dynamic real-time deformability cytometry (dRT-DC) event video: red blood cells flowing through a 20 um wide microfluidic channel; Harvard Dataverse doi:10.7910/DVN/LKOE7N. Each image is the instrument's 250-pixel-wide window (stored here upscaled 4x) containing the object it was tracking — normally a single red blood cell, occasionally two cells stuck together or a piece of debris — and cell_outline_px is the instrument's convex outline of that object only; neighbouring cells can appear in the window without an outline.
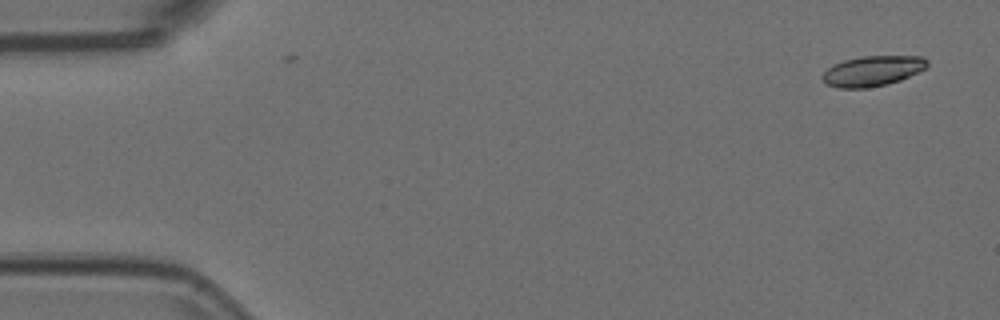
{"species": "Egyptian fruit bat (a non-hibernating species)", "species_latin": "Rousettus aegyptiacus", "temperature_condition": "room temperature", "stored_images_in_passage": 4, "camera_frame_rate_fps": 3000, "um_per_image_px": 0.085, "animal": {"sex": "female"}, "frame": {"image": 1, "passage_image": 1, "time_ms": 0.0, "image_size_px": [1000, 320], "cell_outline_px": [[928, 64], [924, 68], [900, 80], [868, 88], [840, 88], [828, 84], [820, 76], [832, 64], [844, 60], [864, 56], [920, 56], [928, 60]], "centroid_in_image_um": [74.13, 6.02], "position_along_channel_um": 10.9, "area_um2": 18.21}}
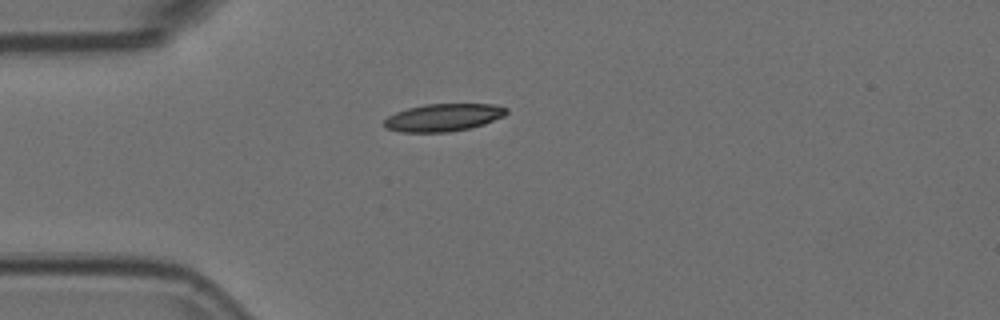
{"frame": {"image": 2, "passage_image": 4, "time_ms": 1.0, "image_size_px": [1000, 320], "cell_outline_px": [[508, 112], [504, 116], [484, 124], [468, 128], [448, 132], [400, 132], [384, 128], [384, 120], [388, 116], [396, 112], [408, 108], [424, 104], [492, 104], [508, 108]], "centroid_in_image_um": [37.67, 9.98], "position_along_channel_um": 47.3, "area_um2": 19.65}}